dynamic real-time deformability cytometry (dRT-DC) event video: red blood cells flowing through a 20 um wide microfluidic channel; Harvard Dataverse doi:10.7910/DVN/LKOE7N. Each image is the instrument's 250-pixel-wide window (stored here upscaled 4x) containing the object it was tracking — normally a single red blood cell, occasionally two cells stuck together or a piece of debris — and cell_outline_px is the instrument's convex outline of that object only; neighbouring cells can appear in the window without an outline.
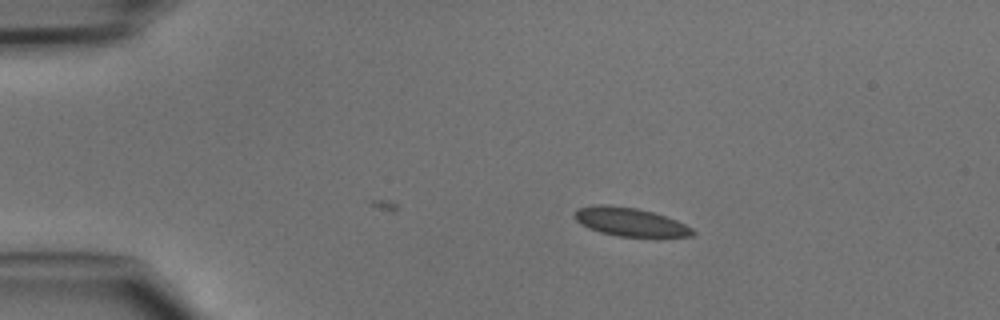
{"species": "common noctule bat (a hibernating species)", "species_latin": "Nyctalus noctula", "temperature_condition": "cold", "stored_images_in_passage": 34, "camera_frame_rate_fps": 3000, "um_per_image_px": 0.085, "animal": {"sex": "male", "body_mass_g": 15.6}, "frame": {"image": 1, "passage_image": 1, "time_ms": 0.0, "image_size_px": [1000, 320], "cell_outline_px": [[696, 232], [692, 236], [660, 240], [620, 236], [600, 232], [588, 228], [580, 224], [576, 220], [572, 212], [580, 208], [596, 204], [608, 204], [636, 208], [652, 212], [676, 220], [692, 228]], "centroid_in_image_um": [53.62, 18.92], "position_along_channel_um": 31.4, "area_um2": 20.46}}
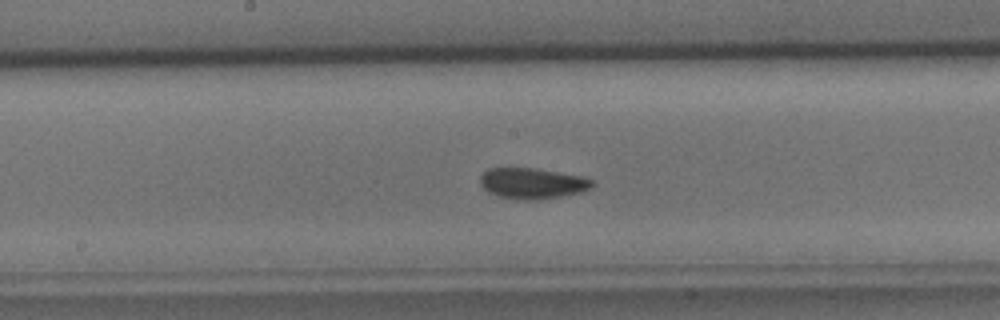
{"frame": {"image": 2, "passage_image": 17, "time_ms": 5.333, "image_size_px": [1000, 320], "cell_outline_px": [[596, 184], [580, 192], [560, 196], [536, 200], [528, 200], [500, 196], [488, 192], [480, 184], [480, 176], [488, 168], [536, 168], [580, 176], [592, 180]], "centroid_in_image_um": [45.22, 15.57], "position_along_channel_um": 203.0, "area_um2": 19.83}}
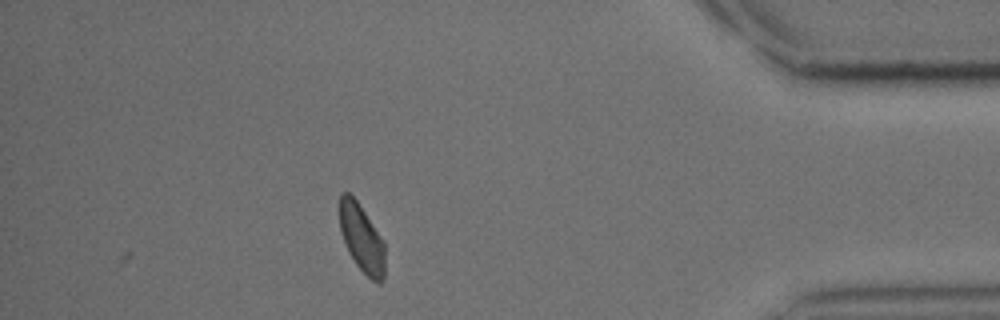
{"frame": {"image": 3, "passage_image": 34, "time_ms": 11.0, "image_size_px": [1000, 320], "cell_outline_px": [[384, 276], [380, 284], [372, 280], [356, 264], [348, 252], [340, 232], [340, 192], [348, 192], [356, 200], [384, 240]], "centroid_in_image_um": [30.74, 20.25], "position_along_channel_um": 404.5, "area_um2": 17.8}}